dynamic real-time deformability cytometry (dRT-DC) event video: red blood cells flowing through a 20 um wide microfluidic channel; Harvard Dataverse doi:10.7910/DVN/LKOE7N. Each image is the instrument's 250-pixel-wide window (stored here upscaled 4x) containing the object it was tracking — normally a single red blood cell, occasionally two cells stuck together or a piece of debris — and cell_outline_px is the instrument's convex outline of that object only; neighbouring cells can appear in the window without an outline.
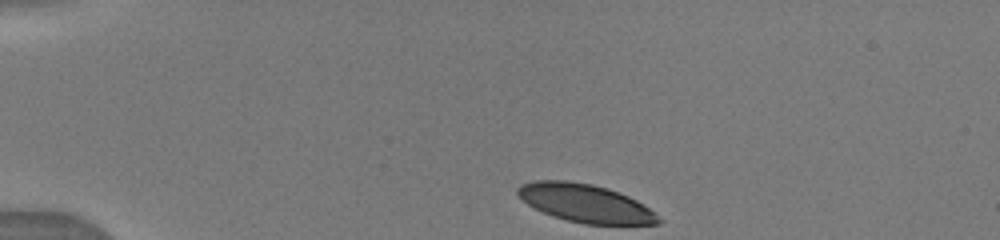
{"species": "human", "species_latin": "Homo sapiens", "temperature_condition": "warm", "stored_images_in_passage": 22, "camera_frame_rate_fps": 3000, "um_per_image_px": 0.085, "donor": {"sex": "male"}, "frame": {"image": 1, "passage_image": 1, "time_ms": 0.0, "image_size_px": [1000, 240], "cell_outline_px": [[664, 220], [660, 224], [584, 224], [552, 216], [528, 204], [516, 192], [516, 188], [520, 184], [532, 180], [568, 180], [592, 184], [608, 188], [628, 196], [636, 200], [656, 212]], "centroid_in_image_um": [49.79, 17.26], "position_along_channel_um": 35.2, "area_um2": 31.39}}
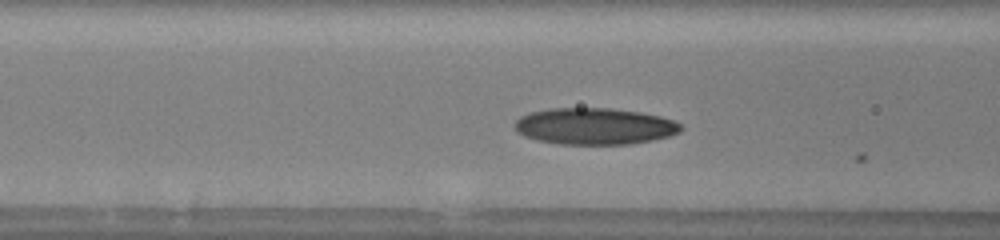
{"frame": {"image": 2, "passage_image": 10, "time_ms": 3.667, "image_size_px": [1000, 240], "cell_outline_px": [[684, 128], [680, 132], [668, 136], [652, 140], [632, 144], [560, 144], [536, 140], [524, 136], [516, 132], [512, 124], [520, 116], [528, 112], [552, 108], [612, 108], [640, 112], [660, 116], [676, 120]], "centroid_in_image_um": [50.52, 10.73], "position_along_channel_um": 116.1, "area_um2": 35.84}}
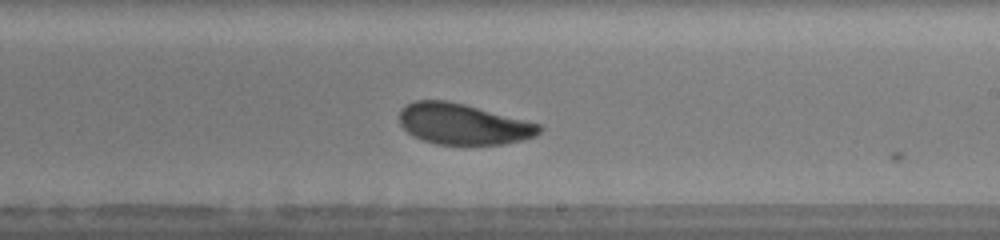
{"frame": {"image": 3, "passage_image": 17, "time_ms": 7.0, "image_size_px": [1000, 240], "cell_outline_px": [[544, 128], [536, 136], [524, 140], [504, 144], [436, 144], [412, 136], [400, 124], [400, 108], [404, 104], [416, 100], [448, 100], [464, 104], [540, 124]], "centroid_in_image_um": [39.35, 10.54], "position_along_channel_um": 249.6, "area_um2": 33.35}}